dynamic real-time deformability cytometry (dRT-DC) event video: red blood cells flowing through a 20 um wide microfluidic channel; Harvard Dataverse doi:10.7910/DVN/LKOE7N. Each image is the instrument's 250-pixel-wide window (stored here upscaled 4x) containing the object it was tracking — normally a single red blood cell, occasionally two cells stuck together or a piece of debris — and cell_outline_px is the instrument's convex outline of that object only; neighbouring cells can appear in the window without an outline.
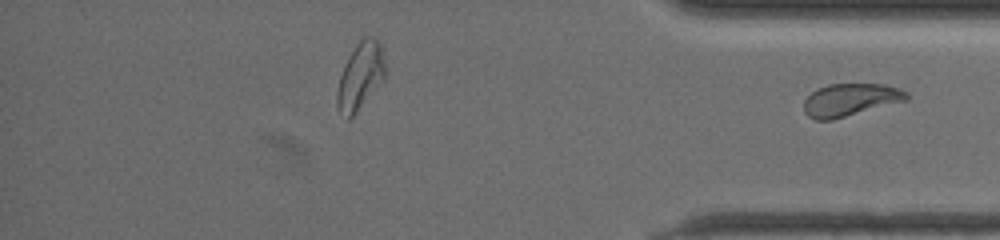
{"species": "common noctule bat (a hibernating species)", "species_latin": "Nyctalus noctula", "temperature_condition": "warm", "stored_images_in_passage": 30, "segment_of_instrument_passage": [2, 2], "camera_frame_rate_fps": 3000, "um_per_image_px": 0.085, "animal": {"sex": "female", "body_mass_g": 19.5, "forearm_length_mm": 54.1}, "frame": {"image": 1, "passage_image": 30, "time_ms": 9.667, "image_size_px": [1000, 240], "cell_outline_px": [[908, 100], [832, 120], [816, 120], [808, 116], [804, 112], [804, 100], [816, 88], [828, 84], [884, 84], [900, 88], [908, 92]], "centroid_in_image_um": [72.28, 8.48], "position_along_channel_um": 362.9, "area_um2": 19.65}}